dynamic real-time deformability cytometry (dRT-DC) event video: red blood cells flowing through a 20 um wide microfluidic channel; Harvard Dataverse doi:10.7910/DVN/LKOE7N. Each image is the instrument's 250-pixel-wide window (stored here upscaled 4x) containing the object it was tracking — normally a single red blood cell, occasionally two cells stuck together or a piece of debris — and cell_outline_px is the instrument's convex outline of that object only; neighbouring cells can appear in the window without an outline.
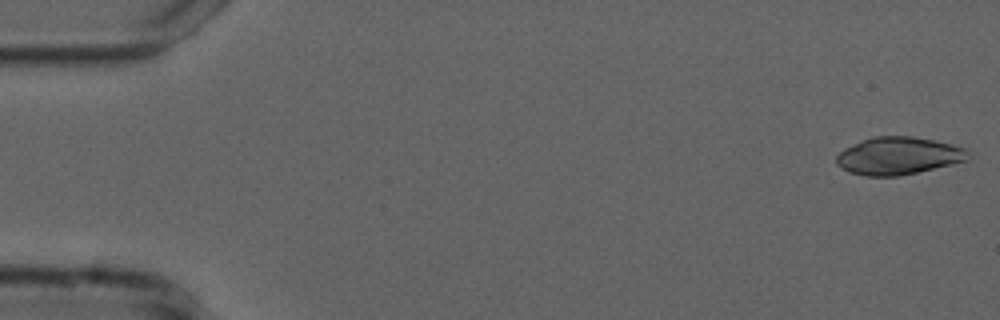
{"species": "common noctule bat (a hibernating species)", "species_latin": "Nyctalus noctula", "temperature_condition": "cold", "stored_images_in_passage": 53, "camera_frame_rate_fps": 3000, "um_per_image_px": 0.085, "animal": {"sex": "male", "forearm_length_mm": 52.5}, "frame": {"image": 1, "passage_image": 1, "time_ms": 0.0, "image_size_px": [1000, 320], "cell_outline_px": [[968, 160], [952, 164], [900, 176], [864, 176], [848, 172], [840, 168], [836, 164], [836, 156], [844, 148], [872, 136], [912, 136], [932, 140], [968, 148]], "centroid_in_image_um": [76.33, 13.25], "position_along_channel_um": 8.7, "area_um2": 28.9}}